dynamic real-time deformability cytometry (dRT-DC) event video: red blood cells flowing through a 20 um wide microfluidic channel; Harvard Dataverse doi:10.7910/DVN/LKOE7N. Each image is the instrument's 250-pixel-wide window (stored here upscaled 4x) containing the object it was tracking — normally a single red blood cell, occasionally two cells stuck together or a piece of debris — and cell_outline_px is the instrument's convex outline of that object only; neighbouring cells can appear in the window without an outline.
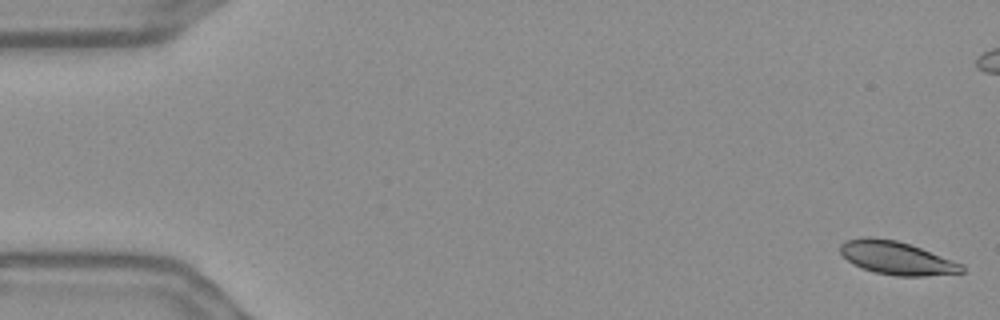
{"species": "Egyptian fruit bat (a non-hibernating species)", "species_latin": "Rousettus aegyptiacus", "temperature_condition": "warm", "stored_images_in_passage": 57, "camera_frame_rate_fps": 3000, "um_per_image_px": 0.085, "frame": {"image": 1, "passage_image": 1, "time_ms": 0.0, "image_size_px": [1000, 320], "cell_outline_px": [[964, 272], [924, 276], [896, 276], [876, 272], [852, 264], [840, 252], [840, 244], [844, 240], [864, 236], [868, 236], [896, 240], [920, 248], [964, 264]], "centroid_in_image_um": [76.19, 21.92], "position_along_channel_um": 8.8, "area_um2": 23.41}}
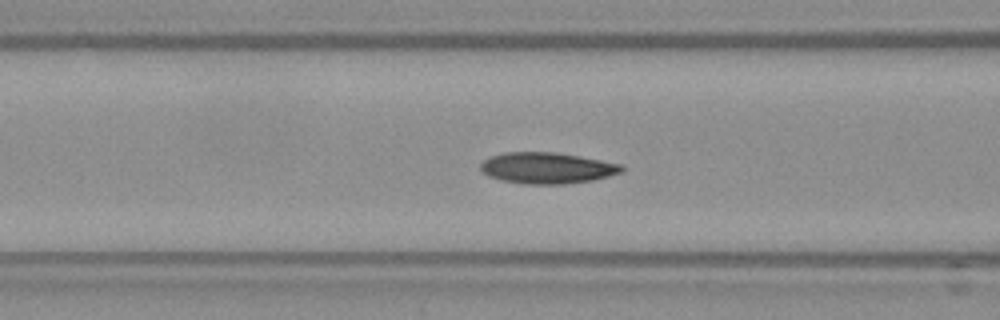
{"frame": {"image": 2, "passage_image": 22, "time_ms": 7.0, "image_size_px": [1000, 320], "cell_outline_px": [[624, 172], [592, 180], [564, 184], [524, 184], [504, 180], [488, 176], [480, 168], [480, 164], [488, 156], [504, 152], [556, 152], [580, 156], [624, 164]], "centroid_in_image_um": [46.52, 14.27], "position_along_channel_um": 120.1, "area_um2": 25.78}}
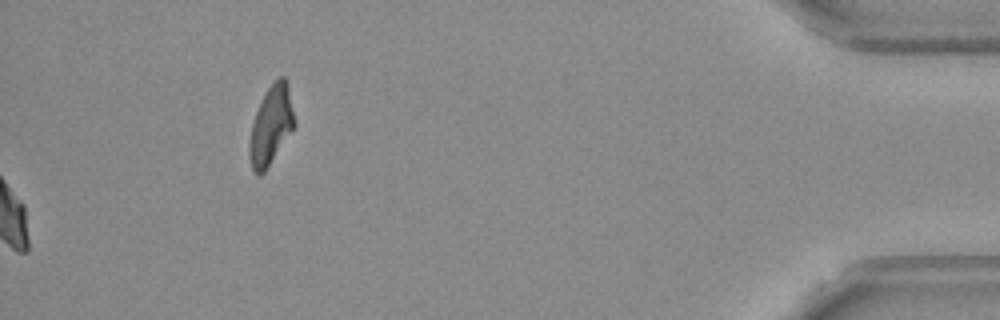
{"frame": {"image": 3, "passage_image": 57, "time_ms": 18.667, "image_size_px": [1000, 320], "cell_outline_px": [[296, 124], [264, 172], [260, 176], [256, 176], [252, 168], [248, 156], [248, 144], [252, 124], [256, 112], [268, 88], [280, 76], [284, 76], [288, 80]], "centroid_in_image_um": [23.04, 10.66], "position_along_channel_um": 412.2, "area_um2": 20.58}, "authors_computed_cell_mechanics": {"area_um2": 25.0274, "velocity_mm_per_s": 3.6268, "shape_relaxation_time_tau1_ms": 8.575, "shape_relaxation_time_tau2_ms": 8.5116, "deformation_change_tau1": 0.1773, "deformation_change_tau2": 0.1072}}